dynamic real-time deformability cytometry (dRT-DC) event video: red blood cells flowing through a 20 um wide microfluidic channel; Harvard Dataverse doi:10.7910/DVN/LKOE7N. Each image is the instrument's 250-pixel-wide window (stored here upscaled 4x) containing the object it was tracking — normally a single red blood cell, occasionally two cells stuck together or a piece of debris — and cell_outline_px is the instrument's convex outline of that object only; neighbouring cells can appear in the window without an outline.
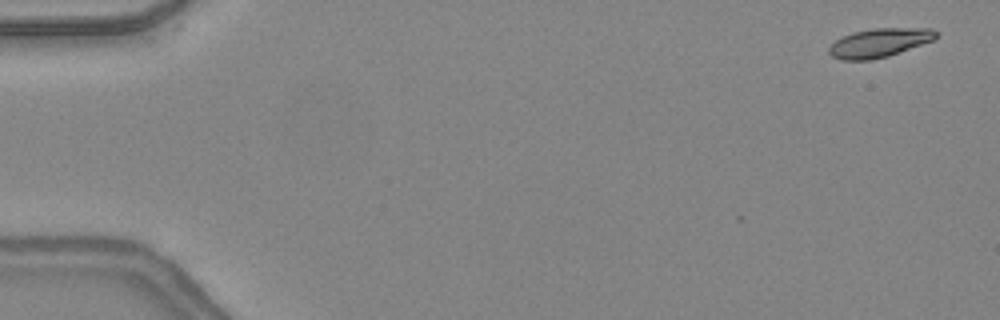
{"species": "common noctule bat (a hibernating species)", "species_latin": "Nyctalus noctula", "temperature_condition": "warm", "stored_images_in_passage": 48, "camera_frame_rate_fps": 3000, "um_per_image_px": 0.085, "animal": {"sex": "female", "body_mass_g": 24.6, "forearm_length_mm": 56.2}, "frame": {"image": 1, "passage_image": 2, "time_ms": 0.333, "image_size_px": [1000, 320], "cell_outline_px": [[936, 40], [888, 56], [872, 60], [840, 60], [832, 56], [828, 52], [828, 48], [836, 40], [852, 32], [872, 28], [932, 28], [936, 32]], "centroid_in_image_um": [74.75, 3.64], "position_along_channel_um": 10.2, "area_um2": 18.09}}
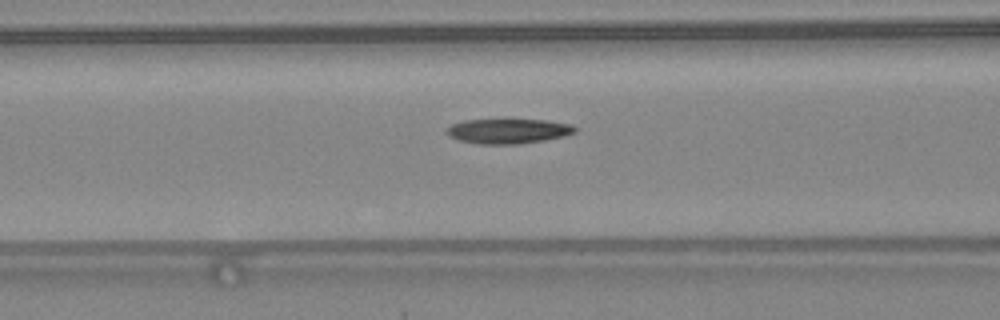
{"frame": {"image": 2, "passage_image": 20, "time_ms": 6.333, "image_size_px": [1000, 320], "cell_outline_px": [[576, 132], [564, 136], [544, 140], [520, 144], [476, 144], [456, 140], [448, 136], [444, 132], [444, 128], [452, 124], [464, 120], [504, 116], [508, 116], [548, 120], [572, 124], [576, 128]], "centroid_in_image_um": [43.13, 11.08], "position_along_channel_um": 123.5, "area_um2": 20.11}}
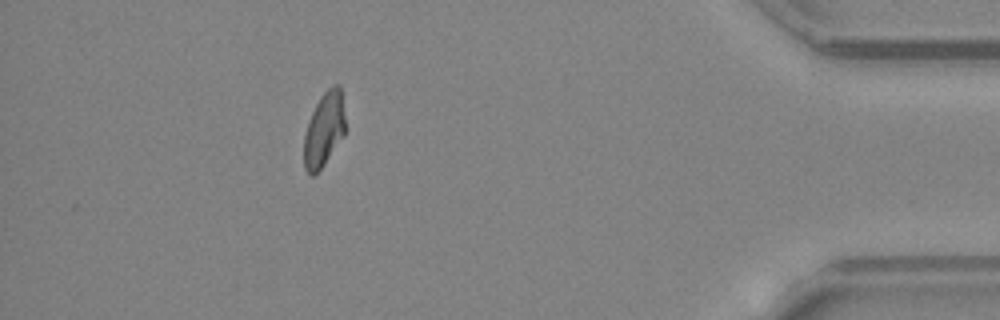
{"frame": {"image": 3, "passage_image": 43, "time_ms": 14.0, "image_size_px": [1000, 320], "cell_outline_px": [[344, 136], [324, 164], [312, 176], [308, 176], [304, 168], [304, 136], [308, 120], [320, 96], [332, 84], [340, 84], [344, 116]], "centroid_in_image_um": [27.53, 11.01], "position_along_channel_um": 407.7, "area_um2": 17.86}, "authors_computed_cell_mechanics": {"area_um2": 18.6983, "velocity_mm_per_s": 4.3805, "shape_relaxation_time_tau1_ms": 9.789, "shape_relaxation_time_tau2_ms": 3.6633, "deformation_change_tau1": 0.2558, "deformation_change_tau2": 0.1062}}